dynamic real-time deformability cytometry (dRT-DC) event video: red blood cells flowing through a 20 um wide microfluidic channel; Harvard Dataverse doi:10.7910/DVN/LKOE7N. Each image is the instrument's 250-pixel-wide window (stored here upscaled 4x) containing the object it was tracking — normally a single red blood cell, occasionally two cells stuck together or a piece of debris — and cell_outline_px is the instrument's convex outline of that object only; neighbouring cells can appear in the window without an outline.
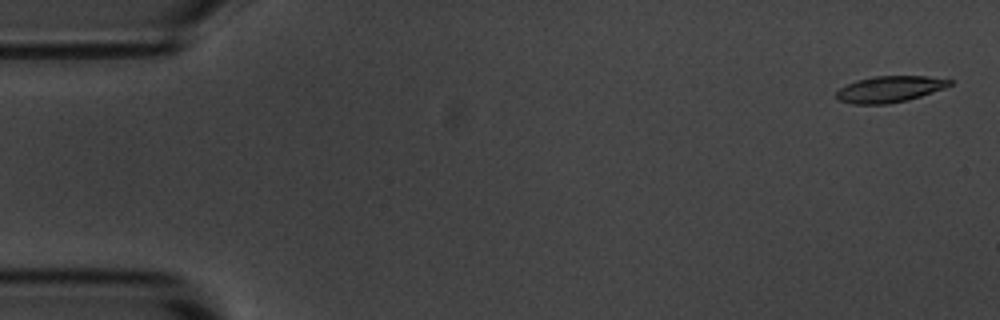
{"species": "common noctule bat (a hibernating species)", "species_latin": "Nyctalus noctula", "temperature_condition": "room temperature", "stored_images_in_passage": 5, "camera_frame_rate_fps": 3000, "um_per_image_px": 0.085, "animal": {"sex": "male", "body_mass_g": 20.1, "forearm_length_mm": 53.5}, "frame": {"image": 1, "passage_image": 1, "time_ms": 0.0, "image_size_px": [1000, 320], "cell_outline_px": [[952, 84], [944, 88], [908, 100], [888, 104], [852, 104], [840, 100], [836, 96], [836, 92], [840, 88], [856, 80], [876, 76], [928, 76], [952, 80]], "centroid_in_image_um": [75.62, 7.58], "position_along_channel_um": 9.4, "area_um2": 17.22}}
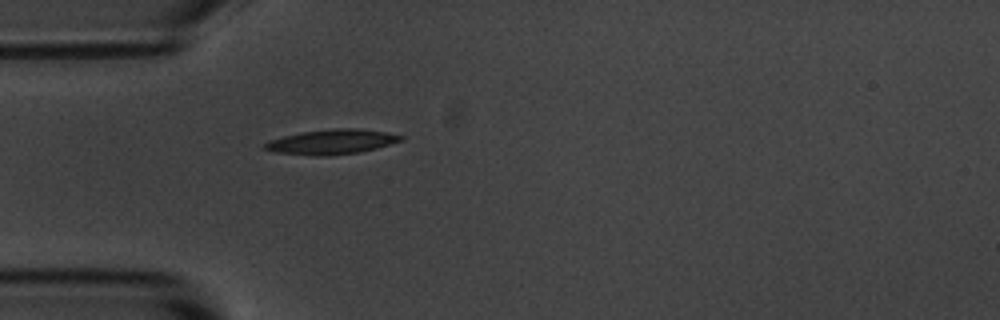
{"frame": {"image": 2, "passage_image": 5, "time_ms": 4.667, "image_size_px": [1000, 320], "cell_outline_px": [[404, 140], [376, 148], [360, 152], [328, 156], [316, 156], [276, 152], [264, 148], [264, 144], [268, 140], [300, 132], [336, 128], [356, 128], [384, 132], [404, 136]], "centroid_in_image_um": [28.2, 12.06], "position_along_channel_um": 56.8, "area_um2": 19.59}}